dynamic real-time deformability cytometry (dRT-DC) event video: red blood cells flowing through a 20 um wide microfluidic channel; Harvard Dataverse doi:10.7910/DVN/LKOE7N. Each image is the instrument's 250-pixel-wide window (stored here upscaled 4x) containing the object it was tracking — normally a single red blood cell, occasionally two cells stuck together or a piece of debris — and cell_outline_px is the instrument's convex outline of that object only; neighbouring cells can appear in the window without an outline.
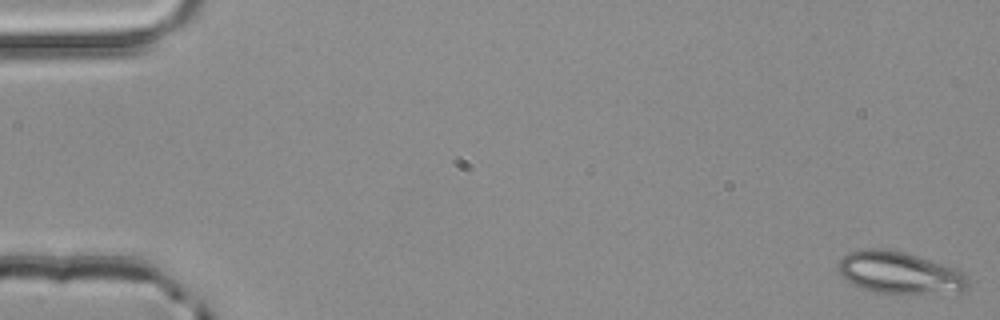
{"species": "common noctule bat (a hibernating species)", "species_latin": "Nyctalus noctula", "temperature_condition": "room temperature", "stored_images_in_passage": 5, "camera_frame_rate_fps": 3000, "um_per_image_px": 0.085, "animal": {"sex": "male", "body_mass_g": 20.4}, "frame": {"image": 1, "passage_image": 1, "time_ms": 0.0, "image_size_px": [1000, 320], "cell_outline_px": [[968, 288], [960, 292], [876, 292], [864, 288], [844, 280], [840, 276], [836, 268], [836, 264], [848, 252], [864, 248], [884, 248], [904, 252], [956, 268], [964, 272], [968, 276]], "centroid_in_image_um": [76.42, 23.15], "position_along_channel_um": 8.6, "area_um2": 31.62}}